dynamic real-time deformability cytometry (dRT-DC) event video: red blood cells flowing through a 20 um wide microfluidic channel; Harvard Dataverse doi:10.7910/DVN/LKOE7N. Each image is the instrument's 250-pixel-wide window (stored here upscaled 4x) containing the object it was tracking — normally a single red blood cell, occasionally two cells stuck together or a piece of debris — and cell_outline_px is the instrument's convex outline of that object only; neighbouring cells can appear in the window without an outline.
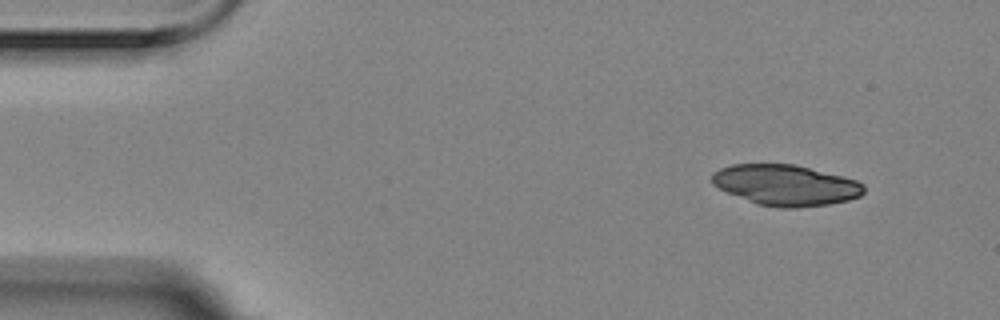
{"species": "Egyptian fruit bat (a non-hibernating species)", "species_latin": "Rousettus aegyptiacus", "temperature_condition": "room temperature", "stored_images_in_passage": 4, "camera_frame_rate_fps": 3000, "um_per_image_px": 0.085, "animal": {"sex": "female"}, "frame": {"image": 1, "passage_image": 1, "time_ms": 0.0, "image_size_px": [1000, 320], "cell_outline_px": [[864, 192], [860, 196], [848, 200], [828, 204], [796, 208], [780, 208], [756, 204], [728, 192], [712, 184], [712, 172], [720, 168], [732, 164], [796, 164], [856, 180], [864, 184]], "centroid_in_image_um": [66.78, 15.73], "position_along_channel_um": 18.2, "area_um2": 36.01}}